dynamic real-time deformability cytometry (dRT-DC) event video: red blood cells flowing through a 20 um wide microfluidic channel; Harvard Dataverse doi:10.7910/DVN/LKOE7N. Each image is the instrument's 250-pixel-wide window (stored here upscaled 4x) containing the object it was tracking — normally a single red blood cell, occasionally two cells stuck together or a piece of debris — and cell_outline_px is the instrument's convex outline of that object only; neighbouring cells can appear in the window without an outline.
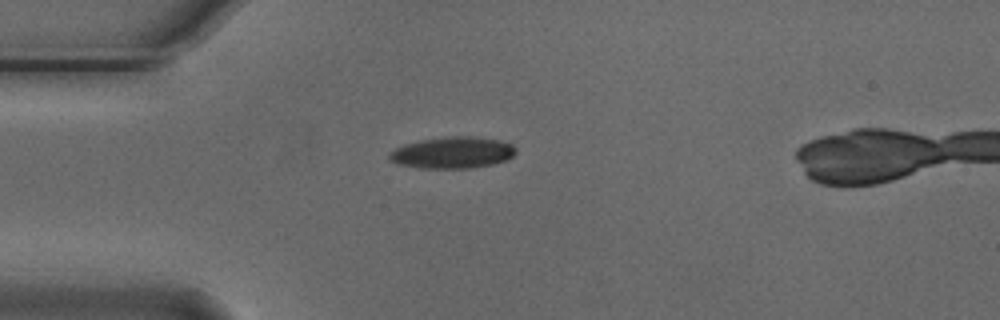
{"species": "Egyptian fruit bat (a non-hibernating species)", "species_latin": "Rousettus aegyptiacus", "temperature_condition": "cold", "stored_images_in_passage": 2, "camera_frame_rate_fps": 3000, "um_per_image_px": 0.085, "animal": {"sex": "male"}, "frame": {"image": 1, "passage_image": 1, "time_ms": 0.0, "image_size_px": [1000, 320], "cell_outline_px": [[516, 152], [508, 160], [492, 164], [468, 168], [420, 168], [396, 164], [388, 160], [388, 152], [404, 144], [420, 140], [444, 136], [476, 136], [496, 140], [512, 144], [516, 148]], "centroid_in_image_um": [38.42, 12.97], "position_along_channel_um": 46.6, "area_um2": 23.47}}